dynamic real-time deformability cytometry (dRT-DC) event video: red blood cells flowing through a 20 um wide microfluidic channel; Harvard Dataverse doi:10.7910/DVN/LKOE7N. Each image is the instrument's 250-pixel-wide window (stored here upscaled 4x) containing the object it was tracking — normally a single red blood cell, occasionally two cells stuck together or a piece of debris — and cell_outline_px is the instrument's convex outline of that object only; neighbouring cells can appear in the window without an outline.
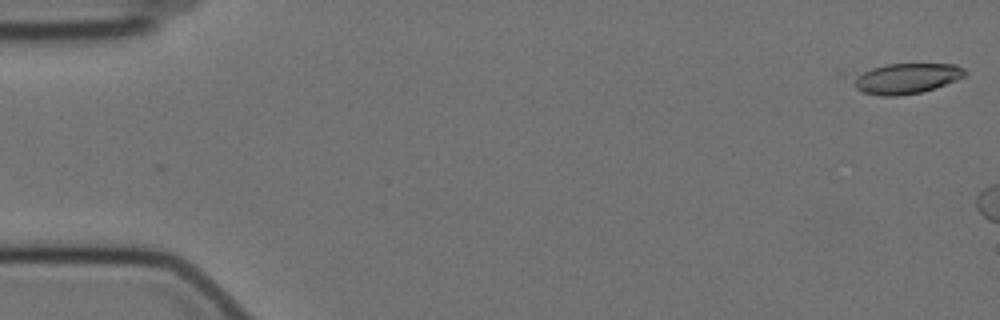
{"species": "Egyptian fruit bat (a non-hibernating species)", "species_latin": "Rousettus aegyptiacus", "temperature_condition": "cold", "stored_images_in_passage": 5, "camera_frame_rate_fps": 3000, "um_per_image_px": 0.085, "animal": {"sex": "female"}, "frame": {"image": 1, "passage_image": 1, "time_ms": 0.0, "image_size_px": [1000, 320], "cell_outline_px": [[968, 72], [964, 76], [956, 80], [920, 92], [896, 96], [880, 96], [864, 92], [856, 88], [836, 76], [836, 72], [840, 68], [888, 64], [956, 64], [964, 68]], "centroid_in_image_um": [76.5, 6.6], "position_along_channel_um": 8.5, "area_um2": 22.14}}